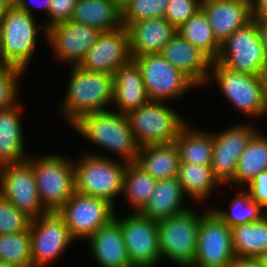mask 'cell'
Segmentation results:
<instances>
[{
	"instance_id": "obj_1",
	"label": "cell",
	"mask_w": 267,
	"mask_h": 267,
	"mask_svg": "<svg viewBox=\"0 0 267 267\" xmlns=\"http://www.w3.org/2000/svg\"><path fill=\"white\" fill-rule=\"evenodd\" d=\"M70 128L84 141H89L90 145L97 148L99 146L103 151L98 153L97 150H85L84 153L116 159L126 164L137 160L141 146L130 129L125 114L111 109L88 113Z\"/></svg>"
},
{
	"instance_id": "obj_2",
	"label": "cell",
	"mask_w": 267,
	"mask_h": 267,
	"mask_svg": "<svg viewBox=\"0 0 267 267\" xmlns=\"http://www.w3.org/2000/svg\"><path fill=\"white\" fill-rule=\"evenodd\" d=\"M69 78L59 112L70 127L80 117L93 112L110 110L113 98V75L90 72L79 66L69 69Z\"/></svg>"
},
{
	"instance_id": "obj_3",
	"label": "cell",
	"mask_w": 267,
	"mask_h": 267,
	"mask_svg": "<svg viewBox=\"0 0 267 267\" xmlns=\"http://www.w3.org/2000/svg\"><path fill=\"white\" fill-rule=\"evenodd\" d=\"M37 19L20 10L15 4H10L0 24L3 64L20 68L27 73L40 46L39 42L46 40V28L43 22Z\"/></svg>"
},
{
	"instance_id": "obj_4",
	"label": "cell",
	"mask_w": 267,
	"mask_h": 267,
	"mask_svg": "<svg viewBox=\"0 0 267 267\" xmlns=\"http://www.w3.org/2000/svg\"><path fill=\"white\" fill-rule=\"evenodd\" d=\"M214 83L234 111L242 113L246 121L256 122L267 118V101L259 75L235 72L217 61H212L205 86L210 84L209 87H213Z\"/></svg>"
},
{
	"instance_id": "obj_5",
	"label": "cell",
	"mask_w": 267,
	"mask_h": 267,
	"mask_svg": "<svg viewBox=\"0 0 267 267\" xmlns=\"http://www.w3.org/2000/svg\"><path fill=\"white\" fill-rule=\"evenodd\" d=\"M54 152L31 154L27 159L33 167L40 202L48 212H57L75 192L73 156Z\"/></svg>"
},
{
	"instance_id": "obj_6",
	"label": "cell",
	"mask_w": 267,
	"mask_h": 267,
	"mask_svg": "<svg viewBox=\"0 0 267 267\" xmlns=\"http://www.w3.org/2000/svg\"><path fill=\"white\" fill-rule=\"evenodd\" d=\"M78 154H81L78 158L73 157L75 191L103 198L114 205L117 210L116 202L121 199L126 163L82 151Z\"/></svg>"
},
{
	"instance_id": "obj_7",
	"label": "cell",
	"mask_w": 267,
	"mask_h": 267,
	"mask_svg": "<svg viewBox=\"0 0 267 267\" xmlns=\"http://www.w3.org/2000/svg\"><path fill=\"white\" fill-rule=\"evenodd\" d=\"M203 209V212H197L189 205L185 210L157 222L161 261H169L178 267L193 264L200 220L206 212Z\"/></svg>"
},
{
	"instance_id": "obj_8",
	"label": "cell",
	"mask_w": 267,
	"mask_h": 267,
	"mask_svg": "<svg viewBox=\"0 0 267 267\" xmlns=\"http://www.w3.org/2000/svg\"><path fill=\"white\" fill-rule=\"evenodd\" d=\"M170 102L149 101L125 114L139 145L174 143L189 122Z\"/></svg>"
},
{
	"instance_id": "obj_9",
	"label": "cell",
	"mask_w": 267,
	"mask_h": 267,
	"mask_svg": "<svg viewBox=\"0 0 267 267\" xmlns=\"http://www.w3.org/2000/svg\"><path fill=\"white\" fill-rule=\"evenodd\" d=\"M133 60L139 66L150 101L180 102L186 93L198 88L160 54L142 55Z\"/></svg>"
},
{
	"instance_id": "obj_10",
	"label": "cell",
	"mask_w": 267,
	"mask_h": 267,
	"mask_svg": "<svg viewBox=\"0 0 267 267\" xmlns=\"http://www.w3.org/2000/svg\"><path fill=\"white\" fill-rule=\"evenodd\" d=\"M114 219L121 227L131 265L158 267L162 263L159 252L158 223L146 218L140 212L127 211L125 215H119L116 211Z\"/></svg>"
},
{
	"instance_id": "obj_11",
	"label": "cell",
	"mask_w": 267,
	"mask_h": 267,
	"mask_svg": "<svg viewBox=\"0 0 267 267\" xmlns=\"http://www.w3.org/2000/svg\"><path fill=\"white\" fill-rule=\"evenodd\" d=\"M64 219L71 237L85 241L115 216L116 207L107 200L75 191L57 211Z\"/></svg>"
},
{
	"instance_id": "obj_12",
	"label": "cell",
	"mask_w": 267,
	"mask_h": 267,
	"mask_svg": "<svg viewBox=\"0 0 267 267\" xmlns=\"http://www.w3.org/2000/svg\"><path fill=\"white\" fill-rule=\"evenodd\" d=\"M215 61L235 72L259 75L267 57L258 35L257 18H253L220 44Z\"/></svg>"
},
{
	"instance_id": "obj_13",
	"label": "cell",
	"mask_w": 267,
	"mask_h": 267,
	"mask_svg": "<svg viewBox=\"0 0 267 267\" xmlns=\"http://www.w3.org/2000/svg\"><path fill=\"white\" fill-rule=\"evenodd\" d=\"M30 238L33 267L52 266L76 242L63 217L54 211L31 219Z\"/></svg>"
},
{
	"instance_id": "obj_14",
	"label": "cell",
	"mask_w": 267,
	"mask_h": 267,
	"mask_svg": "<svg viewBox=\"0 0 267 267\" xmlns=\"http://www.w3.org/2000/svg\"><path fill=\"white\" fill-rule=\"evenodd\" d=\"M200 220L197 248L190 267H231L236 259L231 228L212 209Z\"/></svg>"
},
{
	"instance_id": "obj_15",
	"label": "cell",
	"mask_w": 267,
	"mask_h": 267,
	"mask_svg": "<svg viewBox=\"0 0 267 267\" xmlns=\"http://www.w3.org/2000/svg\"><path fill=\"white\" fill-rule=\"evenodd\" d=\"M255 124L242 121L226 126L221 131H213L214 148L210 166L215 178L226 188L234 180L238 160L248 142L260 129Z\"/></svg>"
},
{
	"instance_id": "obj_16",
	"label": "cell",
	"mask_w": 267,
	"mask_h": 267,
	"mask_svg": "<svg viewBox=\"0 0 267 267\" xmlns=\"http://www.w3.org/2000/svg\"><path fill=\"white\" fill-rule=\"evenodd\" d=\"M100 30L73 21L56 23L46 29V44L54 61L63 66H79L95 44ZM62 63V64H61Z\"/></svg>"
},
{
	"instance_id": "obj_17",
	"label": "cell",
	"mask_w": 267,
	"mask_h": 267,
	"mask_svg": "<svg viewBox=\"0 0 267 267\" xmlns=\"http://www.w3.org/2000/svg\"><path fill=\"white\" fill-rule=\"evenodd\" d=\"M0 194L31 219L48 212L40 202L33 167L27 160L0 165Z\"/></svg>"
},
{
	"instance_id": "obj_18",
	"label": "cell",
	"mask_w": 267,
	"mask_h": 267,
	"mask_svg": "<svg viewBox=\"0 0 267 267\" xmlns=\"http://www.w3.org/2000/svg\"><path fill=\"white\" fill-rule=\"evenodd\" d=\"M132 60L126 27L99 34L95 44L79 65L83 70L113 75L122 65Z\"/></svg>"
},
{
	"instance_id": "obj_19",
	"label": "cell",
	"mask_w": 267,
	"mask_h": 267,
	"mask_svg": "<svg viewBox=\"0 0 267 267\" xmlns=\"http://www.w3.org/2000/svg\"><path fill=\"white\" fill-rule=\"evenodd\" d=\"M160 55L185 74L198 89L205 88L212 60L196 46L176 33L162 48Z\"/></svg>"
},
{
	"instance_id": "obj_20",
	"label": "cell",
	"mask_w": 267,
	"mask_h": 267,
	"mask_svg": "<svg viewBox=\"0 0 267 267\" xmlns=\"http://www.w3.org/2000/svg\"><path fill=\"white\" fill-rule=\"evenodd\" d=\"M201 8L220 44L253 19L250 0H202Z\"/></svg>"
},
{
	"instance_id": "obj_21",
	"label": "cell",
	"mask_w": 267,
	"mask_h": 267,
	"mask_svg": "<svg viewBox=\"0 0 267 267\" xmlns=\"http://www.w3.org/2000/svg\"><path fill=\"white\" fill-rule=\"evenodd\" d=\"M20 101L14 107L0 110V165L19 163L28 159L27 141L23 127L25 106Z\"/></svg>"
},
{
	"instance_id": "obj_22",
	"label": "cell",
	"mask_w": 267,
	"mask_h": 267,
	"mask_svg": "<svg viewBox=\"0 0 267 267\" xmlns=\"http://www.w3.org/2000/svg\"><path fill=\"white\" fill-rule=\"evenodd\" d=\"M86 241L89 254L98 267H133L128 258L121 227L114 218Z\"/></svg>"
},
{
	"instance_id": "obj_23",
	"label": "cell",
	"mask_w": 267,
	"mask_h": 267,
	"mask_svg": "<svg viewBox=\"0 0 267 267\" xmlns=\"http://www.w3.org/2000/svg\"><path fill=\"white\" fill-rule=\"evenodd\" d=\"M129 35L132 59L142 55L160 54L162 48L177 33L165 18H147L130 23Z\"/></svg>"
},
{
	"instance_id": "obj_24",
	"label": "cell",
	"mask_w": 267,
	"mask_h": 267,
	"mask_svg": "<svg viewBox=\"0 0 267 267\" xmlns=\"http://www.w3.org/2000/svg\"><path fill=\"white\" fill-rule=\"evenodd\" d=\"M149 101L137 63L132 59L129 63L120 66L113 74L111 110L126 114Z\"/></svg>"
},
{
	"instance_id": "obj_25",
	"label": "cell",
	"mask_w": 267,
	"mask_h": 267,
	"mask_svg": "<svg viewBox=\"0 0 267 267\" xmlns=\"http://www.w3.org/2000/svg\"><path fill=\"white\" fill-rule=\"evenodd\" d=\"M177 178L188 200L197 207H203L206 203L205 206L209 205L211 197L218 193L219 189H225L215 178L210 165L180 162Z\"/></svg>"
},
{
	"instance_id": "obj_26",
	"label": "cell",
	"mask_w": 267,
	"mask_h": 267,
	"mask_svg": "<svg viewBox=\"0 0 267 267\" xmlns=\"http://www.w3.org/2000/svg\"><path fill=\"white\" fill-rule=\"evenodd\" d=\"M186 203L189 204V200L177 177L161 179L157 180L154 193L140 213L159 222L188 208Z\"/></svg>"
},
{
	"instance_id": "obj_27",
	"label": "cell",
	"mask_w": 267,
	"mask_h": 267,
	"mask_svg": "<svg viewBox=\"0 0 267 267\" xmlns=\"http://www.w3.org/2000/svg\"><path fill=\"white\" fill-rule=\"evenodd\" d=\"M136 163L156 180L176 178L180 164L178 148L175 142L142 146Z\"/></svg>"
},
{
	"instance_id": "obj_28",
	"label": "cell",
	"mask_w": 267,
	"mask_h": 267,
	"mask_svg": "<svg viewBox=\"0 0 267 267\" xmlns=\"http://www.w3.org/2000/svg\"><path fill=\"white\" fill-rule=\"evenodd\" d=\"M71 21L101 32L123 27L122 10L112 0H78Z\"/></svg>"
},
{
	"instance_id": "obj_29",
	"label": "cell",
	"mask_w": 267,
	"mask_h": 267,
	"mask_svg": "<svg viewBox=\"0 0 267 267\" xmlns=\"http://www.w3.org/2000/svg\"><path fill=\"white\" fill-rule=\"evenodd\" d=\"M180 162L210 165L213 156V131L201 130L189 121L175 140Z\"/></svg>"
},
{
	"instance_id": "obj_30",
	"label": "cell",
	"mask_w": 267,
	"mask_h": 267,
	"mask_svg": "<svg viewBox=\"0 0 267 267\" xmlns=\"http://www.w3.org/2000/svg\"><path fill=\"white\" fill-rule=\"evenodd\" d=\"M260 130L252 136L240 156L229 188H245L257 175L267 170V133Z\"/></svg>"
},
{
	"instance_id": "obj_31",
	"label": "cell",
	"mask_w": 267,
	"mask_h": 267,
	"mask_svg": "<svg viewBox=\"0 0 267 267\" xmlns=\"http://www.w3.org/2000/svg\"><path fill=\"white\" fill-rule=\"evenodd\" d=\"M157 180L149 175L136 162L126 164L123 175L121 198L131 209L130 212H140L149 202L156 188ZM129 206V207H128Z\"/></svg>"
},
{
	"instance_id": "obj_32",
	"label": "cell",
	"mask_w": 267,
	"mask_h": 267,
	"mask_svg": "<svg viewBox=\"0 0 267 267\" xmlns=\"http://www.w3.org/2000/svg\"><path fill=\"white\" fill-rule=\"evenodd\" d=\"M232 245L236 258H258L267 251V215L249 224L234 226Z\"/></svg>"
},
{
	"instance_id": "obj_33",
	"label": "cell",
	"mask_w": 267,
	"mask_h": 267,
	"mask_svg": "<svg viewBox=\"0 0 267 267\" xmlns=\"http://www.w3.org/2000/svg\"><path fill=\"white\" fill-rule=\"evenodd\" d=\"M236 194L229 199L228 210L218 208L212 204L208 207L212 209L230 228L238 225L249 224L262 219L267 215V211L257 202L253 201L249 192L245 188H233Z\"/></svg>"
},
{
	"instance_id": "obj_34",
	"label": "cell",
	"mask_w": 267,
	"mask_h": 267,
	"mask_svg": "<svg viewBox=\"0 0 267 267\" xmlns=\"http://www.w3.org/2000/svg\"><path fill=\"white\" fill-rule=\"evenodd\" d=\"M177 33L200 49L212 61L220 52V43L214 37L208 17L203 9L177 28Z\"/></svg>"
},
{
	"instance_id": "obj_35",
	"label": "cell",
	"mask_w": 267,
	"mask_h": 267,
	"mask_svg": "<svg viewBox=\"0 0 267 267\" xmlns=\"http://www.w3.org/2000/svg\"><path fill=\"white\" fill-rule=\"evenodd\" d=\"M0 261L18 267H33L30 227L18 233L0 234Z\"/></svg>"
},
{
	"instance_id": "obj_36",
	"label": "cell",
	"mask_w": 267,
	"mask_h": 267,
	"mask_svg": "<svg viewBox=\"0 0 267 267\" xmlns=\"http://www.w3.org/2000/svg\"><path fill=\"white\" fill-rule=\"evenodd\" d=\"M25 73L24 70L14 66L5 64L0 66V110L14 107L21 101L19 88L26 76Z\"/></svg>"
},
{
	"instance_id": "obj_37",
	"label": "cell",
	"mask_w": 267,
	"mask_h": 267,
	"mask_svg": "<svg viewBox=\"0 0 267 267\" xmlns=\"http://www.w3.org/2000/svg\"><path fill=\"white\" fill-rule=\"evenodd\" d=\"M169 0H131L122 10V23H130L147 18H164Z\"/></svg>"
},
{
	"instance_id": "obj_38",
	"label": "cell",
	"mask_w": 267,
	"mask_h": 267,
	"mask_svg": "<svg viewBox=\"0 0 267 267\" xmlns=\"http://www.w3.org/2000/svg\"><path fill=\"white\" fill-rule=\"evenodd\" d=\"M31 218L0 194V234L18 233L30 227Z\"/></svg>"
},
{
	"instance_id": "obj_39",
	"label": "cell",
	"mask_w": 267,
	"mask_h": 267,
	"mask_svg": "<svg viewBox=\"0 0 267 267\" xmlns=\"http://www.w3.org/2000/svg\"><path fill=\"white\" fill-rule=\"evenodd\" d=\"M202 0H169L165 19L176 29L201 9Z\"/></svg>"
},
{
	"instance_id": "obj_40",
	"label": "cell",
	"mask_w": 267,
	"mask_h": 267,
	"mask_svg": "<svg viewBox=\"0 0 267 267\" xmlns=\"http://www.w3.org/2000/svg\"><path fill=\"white\" fill-rule=\"evenodd\" d=\"M78 0H51L49 9V27L70 21Z\"/></svg>"
},
{
	"instance_id": "obj_41",
	"label": "cell",
	"mask_w": 267,
	"mask_h": 267,
	"mask_svg": "<svg viewBox=\"0 0 267 267\" xmlns=\"http://www.w3.org/2000/svg\"><path fill=\"white\" fill-rule=\"evenodd\" d=\"M253 201L267 211V170L262 171L245 187Z\"/></svg>"
},
{
	"instance_id": "obj_42",
	"label": "cell",
	"mask_w": 267,
	"mask_h": 267,
	"mask_svg": "<svg viewBox=\"0 0 267 267\" xmlns=\"http://www.w3.org/2000/svg\"><path fill=\"white\" fill-rule=\"evenodd\" d=\"M51 0H15L13 4H15L20 10L26 11L31 16L37 18L35 15V9H42V14L45 17L43 19V24L47 29L49 27V9H50ZM45 12V13H43ZM46 20V21H45Z\"/></svg>"
},
{
	"instance_id": "obj_43",
	"label": "cell",
	"mask_w": 267,
	"mask_h": 267,
	"mask_svg": "<svg viewBox=\"0 0 267 267\" xmlns=\"http://www.w3.org/2000/svg\"><path fill=\"white\" fill-rule=\"evenodd\" d=\"M253 18H267V0H250Z\"/></svg>"
},
{
	"instance_id": "obj_44",
	"label": "cell",
	"mask_w": 267,
	"mask_h": 267,
	"mask_svg": "<svg viewBox=\"0 0 267 267\" xmlns=\"http://www.w3.org/2000/svg\"><path fill=\"white\" fill-rule=\"evenodd\" d=\"M257 28L260 41L267 57V18H257Z\"/></svg>"
},
{
	"instance_id": "obj_45",
	"label": "cell",
	"mask_w": 267,
	"mask_h": 267,
	"mask_svg": "<svg viewBox=\"0 0 267 267\" xmlns=\"http://www.w3.org/2000/svg\"><path fill=\"white\" fill-rule=\"evenodd\" d=\"M231 267H262L257 259L236 258Z\"/></svg>"
},
{
	"instance_id": "obj_46",
	"label": "cell",
	"mask_w": 267,
	"mask_h": 267,
	"mask_svg": "<svg viewBox=\"0 0 267 267\" xmlns=\"http://www.w3.org/2000/svg\"><path fill=\"white\" fill-rule=\"evenodd\" d=\"M259 79L263 88L264 96L267 101V62L265 65L261 68L259 72Z\"/></svg>"
},
{
	"instance_id": "obj_47",
	"label": "cell",
	"mask_w": 267,
	"mask_h": 267,
	"mask_svg": "<svg viewBox=\"0 0 267 267\" xmlns=\"http://www.w3.org/2000/svg\"><path fill=\"white\" fill-rule=\"evenodd\" d=\"M10 4L11 2H9L8 0H0V24L3 22L5 12Z\"/></svg>"
},
{
	"instance_id": "obj_48",
	"label": "cell",
	"mask_w": 267,
	"mask_h": 267,
	"mask_svg": "<svg viewBox=\"0 0 267 267\" xmlns=\"http://www.w3.org/2000/svg\"><path fill=\"white\" fill-rule=\"evenodd\" d=\"M262 267H267V251L262 253L258 258H256Z\"/></svg>"
},
{
	"instance_id": "obj_49",
	"label": "cell",
	"mask_w": 267,
	"mask_h": 267,
	"mask_svg": "<svg viewBox=\"0 0 267 267\" xmlns=\"http://www.w3.org/2000/svg\"><path fill=\"white\" fill-rule=\"evenodd\" d=\"M121 10L131 1V0H112Z\"/></svg>"
},
{
	"instance_id": "obj_50",
	"label": "cell",
	"mask_w": 267,
	"mask_h": 267,
	"mask_svg": "<svg viewBox=\"0 0 267 267\" xmlns=\"http://www.w3.org/2000/svg\"><path fill=\"white\" fill-rule=\"evenodd\" d=\"M0 267H18V266H14V265H11V264H6V263L0 261Z\"/></svg>"
},
{
	"instance_id": "obj_51",
	"label": "cell",
	"mask_w": 267,
	"mask_h": 267,
	"mask_svg": "<svg viewBox=\"0 0 267 267\" xmlns=\"http://www.w3.org/2000/svg\"><path fill=\"white\" fill-rule=\"evenodd\" d=\"M3 65V62H2V56H1V42H0V66Z\"/></svg>"
}]
</instances>
